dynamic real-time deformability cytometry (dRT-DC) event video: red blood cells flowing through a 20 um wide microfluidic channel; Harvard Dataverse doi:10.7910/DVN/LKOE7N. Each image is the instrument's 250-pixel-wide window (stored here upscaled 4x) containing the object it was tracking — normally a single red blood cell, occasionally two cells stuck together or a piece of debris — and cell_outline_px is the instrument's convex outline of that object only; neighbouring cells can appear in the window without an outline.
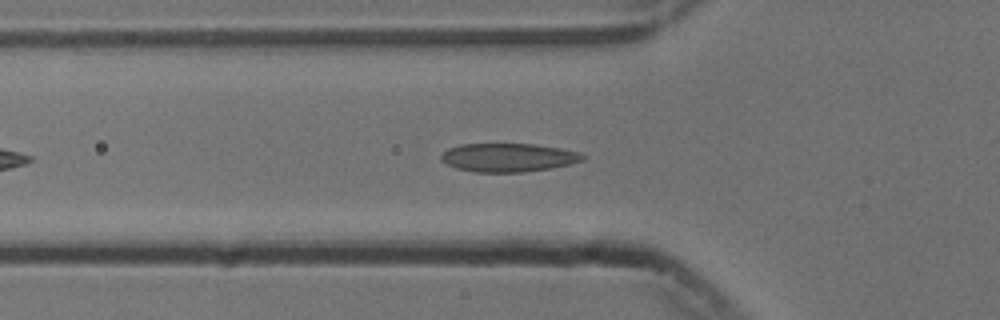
{"species": "common noctule bat (a hibernating species)", "species_latin": "Nyctalus noctula", "temperature_condition": "cold", "stored_images_in_passage": 18, "camera_frame_rate_fps": 3000, "um_per_image_px": 0.085, "animal": {"sex": "male", "body_mass_g": 13.3}, "frame": {"image": 1, "passage_image": 8, "time_ms": 2.333, "image_size_px": [1000, 320], "cell_outline_px": [[584, 160], [552, 168], [520, 172], [472, 172], [456, 168], [440, 160], [440, 156], [448, 148], [460, 144], [532, 144], [560, 148], [576, 152], [584, 156]], "centroid_in_image_um": [43.15, 13.39], "position_along_channel_um": 82.7, "area_um2": 23.35}}